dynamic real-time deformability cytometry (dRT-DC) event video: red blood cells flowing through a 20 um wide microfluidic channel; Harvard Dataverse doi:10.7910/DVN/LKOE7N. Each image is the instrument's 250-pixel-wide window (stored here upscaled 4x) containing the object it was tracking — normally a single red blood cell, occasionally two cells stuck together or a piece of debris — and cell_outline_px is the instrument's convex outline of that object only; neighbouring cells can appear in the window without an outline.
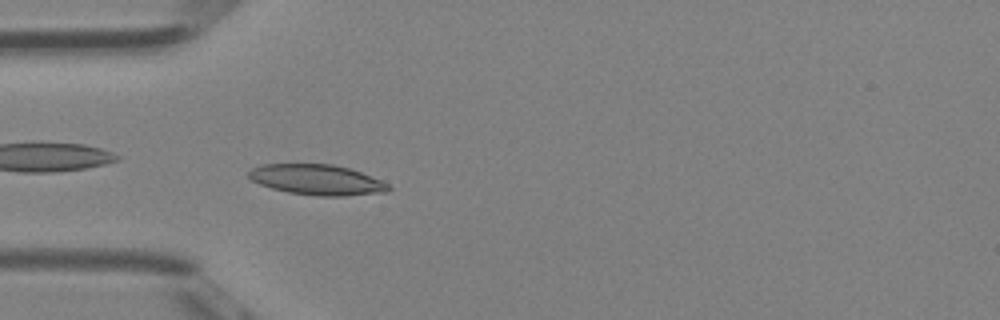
{"species": "Egyptian fruit bat (a non-hibernating species)", "species_latin": "Rousettus aegyptiacus", "temperature_condition": "room temperature", "stored_images_in_passage": 41, "camera_frame_rate_fps": 3000, "um_per_image_px": 0.085, "animal": {"sex": "female"}, "frame": {"image": 1, "passage_image": 12, "time_ms": 3.667, "image_size_px": [1000, 320], "cell_outline_px": [[392, 188], [388, 192], [344, 196], [320, 196], [288, 192], [272, 188], [260, 184], [252, 180], [248, 176], [248, 172], [252, 168], [260, 164], [332, 164], [348, 168], [360, 172], [380, 180], [388, 184]], "centroid_in_image_um": [26.94, 15.28], "position_along_channel_um": 58.1, "area_um2": 24.68}}
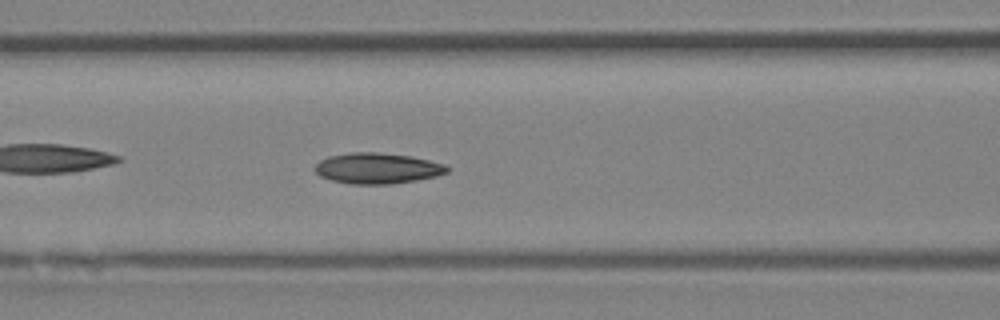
{"frame": {"image": 2, "passage_image": 17, "time_ms": 5.333, "image_size_px": [1000, 320], "cell_outline_px": [[448, 172], [436, 176], [416, 180], [388, 184], [352, 184], [332, 180], [320, 176], [312, 168], [320, 160], [328, 156], [348, 152], [376, 152], [412, 156], [444, 164], [448, 168]], "centroid_in_image_um": [32.03, 14.29], "position_along_channel_um": 134.6, "area_um2": 23.7}}
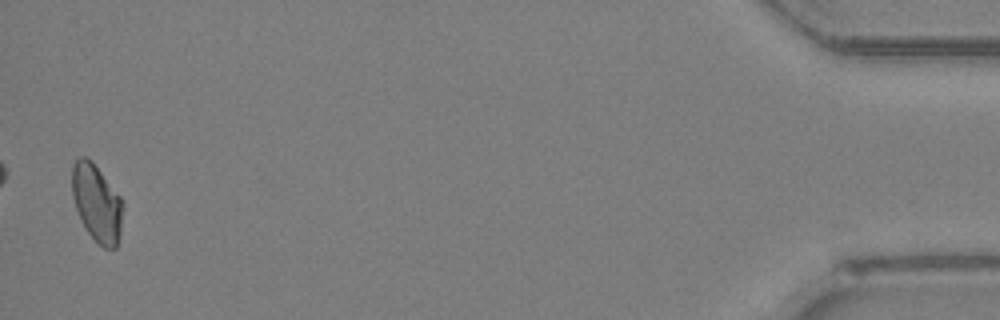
{"frame": {"image": 3, "passage_image": 41, "time_ms": 13.333, "image_size_px": [1000, 320], "cell_outline_px": [[120, 236], [116, 248], [104, 248], [84, 228], [76, 208], [72, 196], [72, 164], [80, 156], [84, 156], [92, 160], [120, 196]], "centroid_in_image_um": [8.18, 17.22], "position_along_channel_um": 427.0, "area_um2": 22.43}}